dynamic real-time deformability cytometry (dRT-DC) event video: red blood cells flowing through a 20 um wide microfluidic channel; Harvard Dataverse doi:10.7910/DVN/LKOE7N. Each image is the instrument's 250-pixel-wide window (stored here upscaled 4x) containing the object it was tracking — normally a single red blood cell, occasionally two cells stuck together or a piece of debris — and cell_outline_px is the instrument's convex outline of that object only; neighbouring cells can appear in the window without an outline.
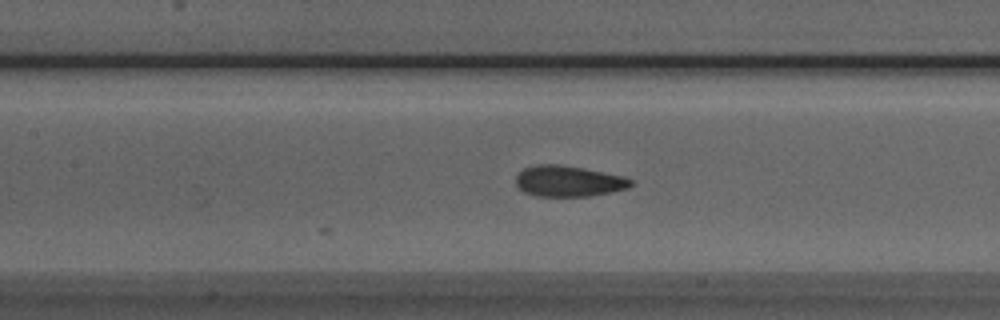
{"species": "Egyptian fruit bat (a non-hibernating species)", "species_latin": "Rousettus aegyptiacus", "temperature_condition": "room temperature", "stored_images_in_passage": 36, "camera_frame_rate_fps": 3000, "um_per_image_px": 0.085, "animal": {"sex": "male"}, "frame": {"image": 1, "passage_image": 8, "time_ms": 2.333, "image_size_px": [1000, 320], "cell_outline_px": [[632, 184], [628, 188], [612, 192], [588, 196], [536, 196], [524, 192], [516, 184], [516, 176], [524, 168], [536, 164], [560, 164], [584, 168], [624, 176], [632, 180]], "centroid_in_image_um": [48.32, 15.39], "position_along_channel_um": 159.1, "area_um2": 20.75}}
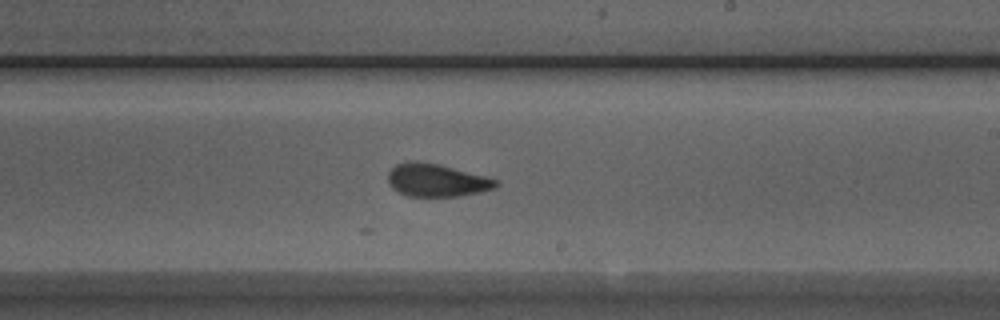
{"frame": {"image": 2, "passage_image": 15, "time_ms": 4.667, "image_size_px": [1000, 320], "cell_outline_px": [[500, 184], [496, 188], [480, 192], [460, 196], [408, 196], [392, 188], [388, 184], [388, 172], [396, 164], [408, 160], [416, 160], [440, 164], [484, 176], [496, 180]], "centroid_in_image_um": [37.09, 15.31], "position_along_channel_um": 251.9, "area_um2": 20.75}}
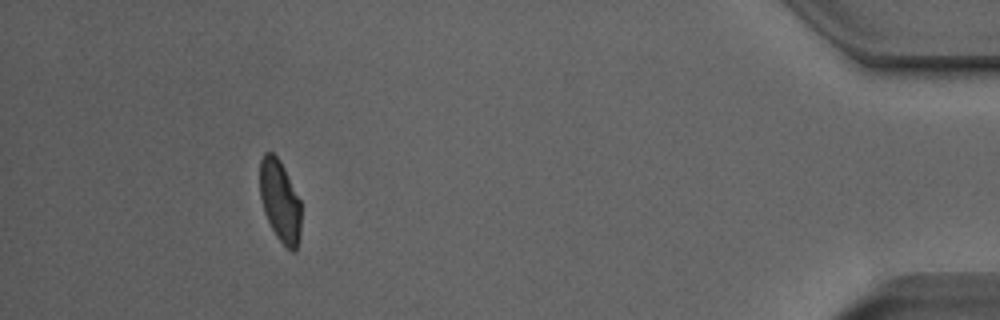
{"frame": {"image": 3, "passage_image": 32, "time_ms": 10.333, "image_size_px": [1000, 320], "cell_outline_px": [[300, 236], [296, 252], [292, 252], [276, 236], [264, 212], [260, 196], [260, 160], [264, 152], [272, 152], [280, 160], [300, 200]], "centroid_in_image_um": [23.79, 17.08], "position_along_channel_um": 411.4, "area_um2": 19.54}}